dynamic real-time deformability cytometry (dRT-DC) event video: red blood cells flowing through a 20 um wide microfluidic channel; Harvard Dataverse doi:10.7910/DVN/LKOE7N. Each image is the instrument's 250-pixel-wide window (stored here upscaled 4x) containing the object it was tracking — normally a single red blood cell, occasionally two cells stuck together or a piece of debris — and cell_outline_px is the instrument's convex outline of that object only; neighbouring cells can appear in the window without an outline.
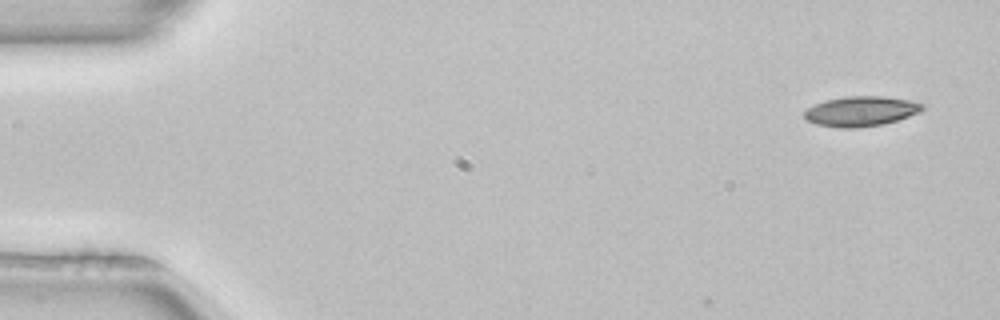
{"species": "common noctule bat (a hibernating species)", "species_latin": "Nyctalus noctula", "temperature_condition": "room temperature", "stored_images_in_passage": 5, "camera_frame_rate_fps": 3000, "um_per_image_px": 0.085, "animal": {"sex": "female", "body_mass_g": 22.7, "forearm_length_mm": 54.2}, "frame": {"image": 1, "passage_image": 1, "time_ms": 0.0, "image_size_px": [1000, 320], "cell_outline_px": [[924, 108], [920, 112], [884, 124], [856, 128], [840, 128], [816, 124], [808, 120], [804, 116], [804, 112], [808, 108], [824, 100], [844, 96], [884, 96], [912, 100], [924, 104]], "centroid_in_image_um": [73.2, 9.45], "position_along_channel_um": 11.8, "area_um2": 20.69}}